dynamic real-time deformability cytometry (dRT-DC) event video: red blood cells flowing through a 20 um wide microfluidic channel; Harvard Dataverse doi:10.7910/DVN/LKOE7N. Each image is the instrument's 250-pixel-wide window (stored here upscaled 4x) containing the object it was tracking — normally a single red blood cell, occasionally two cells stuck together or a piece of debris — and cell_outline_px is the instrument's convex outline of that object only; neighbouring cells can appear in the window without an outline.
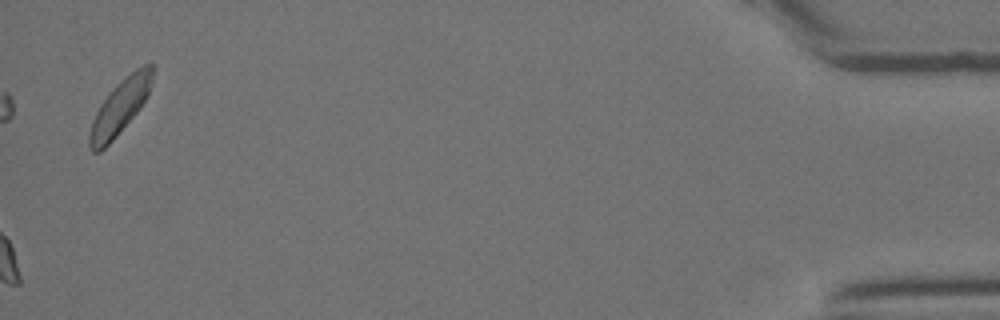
{"species": "Egyptian fruit bat (a non-hibernating species)", "species_latin": "Rousettus aegyptiacus", "temperature_condition": "room temperature", "stored_images_in_passage": 37, "camera_frame_rate_fps": 3000, "um_per_image_px": 0.085, "animal": {"sex": "female"}, "frame": {"image": 1, "passage_image": 37, "time_ms": 12.0, "image_size_px": [1000, 320], "cell_outline_px": [[156, 68], [148, 92], [140, 108], [112, 140], [100, 152], [92, 152], [88, 148], [88, 136], [92, 120], [100, 104], [112, 88], [116, 84], [136, 68], [144, 64], [156, 64]], "centroid_in_image_um": [10.19, 9.07], "position_along_channel_um": 425.0, "area_um2": 19.94}}